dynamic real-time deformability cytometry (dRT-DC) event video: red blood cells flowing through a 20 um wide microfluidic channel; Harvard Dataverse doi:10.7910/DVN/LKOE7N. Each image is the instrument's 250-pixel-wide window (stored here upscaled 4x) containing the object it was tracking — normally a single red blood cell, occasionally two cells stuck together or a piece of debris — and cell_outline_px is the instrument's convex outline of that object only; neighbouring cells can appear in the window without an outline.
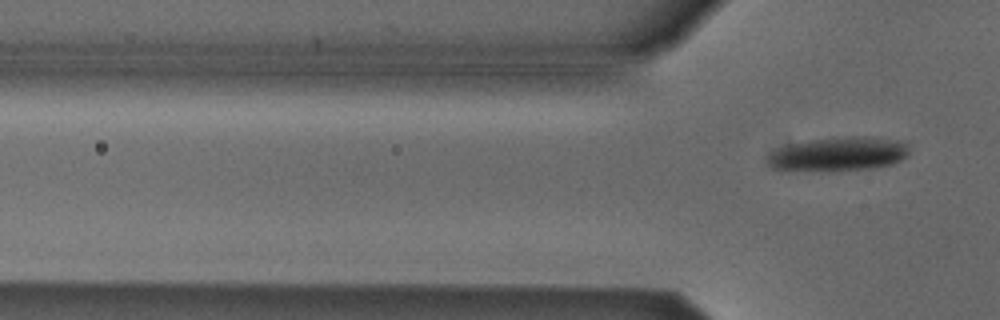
{"species": "Egyptian fruit bat (a non-hibernating species)", "species_latin": "Rousettus aegyptiacus", "temperature_condition": "cold", "stored_images_in_passage": 3, "camera_frame_rate_fps": 3000, "um_per_image_px": 0.085, "animal": {"sex": "male"}, "frame": {"image": 1, "passage_image": 3, "time_ms": 0.667, "image_size_px": [1000, 320], "cell_outline_px": [[908, 152], [900, 160], [892, 164], [872, 168], [832, 172], [772, 168], [768, 164], [768, 156], [780, 148], [792, 144], [812, 140], [852, 136], [864, 136], [908, 140]], "centroid_in_image_um": [71.37, 13.1], "position_along_channel_um": 54.4, "area_um2": 28.09}}